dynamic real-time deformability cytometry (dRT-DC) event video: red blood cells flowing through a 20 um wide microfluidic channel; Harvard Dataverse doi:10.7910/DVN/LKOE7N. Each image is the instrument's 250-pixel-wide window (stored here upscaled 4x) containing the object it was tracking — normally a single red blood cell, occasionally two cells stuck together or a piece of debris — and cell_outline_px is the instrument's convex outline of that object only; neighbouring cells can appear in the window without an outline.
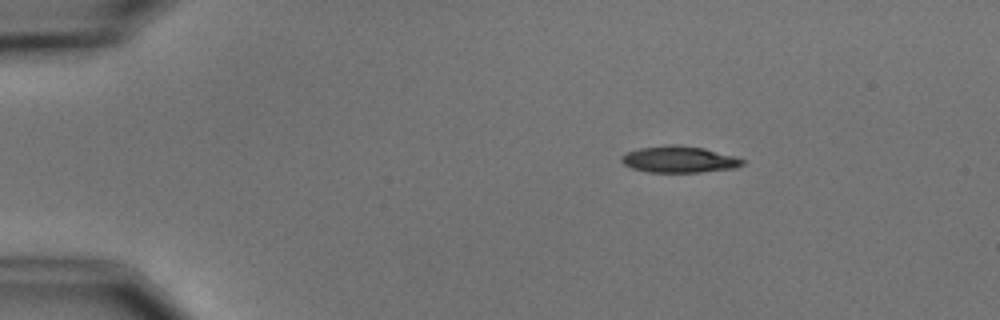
{"species": "common noctule bat (a hibernating species)", "species_latin": "Nyctalus noctula", "temperature_condition": "cold", "stored_images_in_passage": 2, "camera_frame_rate_fps": 3000, "um_per_image_px": 0.085, "animal": {"sex": "male", "body_mass_g": 15.6}, "frame": {"image": 1, "passage_image": 1, "time_ms": 0.0, "image_size_px": [1000, 320], "cell_outline_px": [[744, 164], [736, 168], [700, 172], [648, 172], [632, 168], [624, 164], [620, 160], [620, 156], [628, 152], [640, 148], [672, 144], [676, 144], [704, 148], [736, 156], [744, 160]], "centroid_in_image_um": [57.75, 13.55], "position_along_channel_um": 27.3, "area_um2": 18.73}}